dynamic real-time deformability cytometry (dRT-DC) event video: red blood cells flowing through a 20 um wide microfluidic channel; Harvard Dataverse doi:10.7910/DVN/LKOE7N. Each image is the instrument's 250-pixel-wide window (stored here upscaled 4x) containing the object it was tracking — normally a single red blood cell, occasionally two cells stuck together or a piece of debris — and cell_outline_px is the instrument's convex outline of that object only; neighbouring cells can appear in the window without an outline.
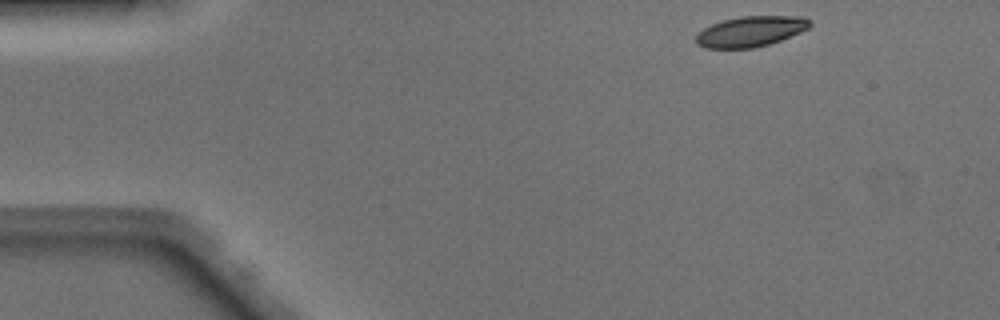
{"species": "Egyptian fruit bat (a non-hibernating species)", "species_latin": "Rousettus aegyptiacus", "temperature_condition": "warm", "stored_images_in_passage": 43, "camera_frame_rate_fps": 3000, "um_per_image_px": 0.085, "animal": {"sex": "male"}, "frame": {"image": 1, "passage_image": 1, "time_ms": 0.0, "image_size_px": [1000, 320], "cell_outline_px": [[812, 24], [808, 28], [800, 32], [780, 40], [768, 44], [752, 48], [704, 48], [696, 44], [696, 36], [704, 28], [712, 24], [724, 20], [740, 16], [804, 16]], "centroid_in_image_um": [63.8, 2.67], "position_along_channel_um": 21.2, "area_um2": 20.06}}
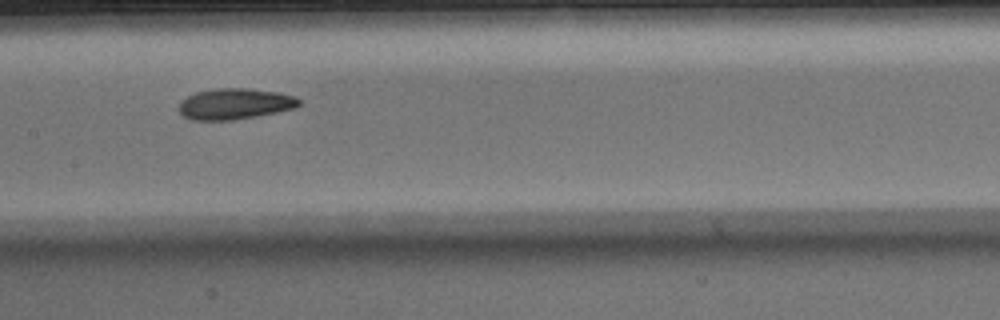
{"frame": {"image": 2, "passage_image": 19, "time_ms": 6.0, "image_size_px": [1000, 320], "cell_outline_px": [[300, 104], [296, 108], [256, 116], [232, 120], [192, 120], [184, 116], [180, 112], [180, 100], [196, 92], [216, 88], [248, 88], [280, 92], [296, 96], [300, 100]], "centroid_in_image_um": [19.99, 8.82], "position_along_channel_um": 187.4, "area_um2": 21.73}}
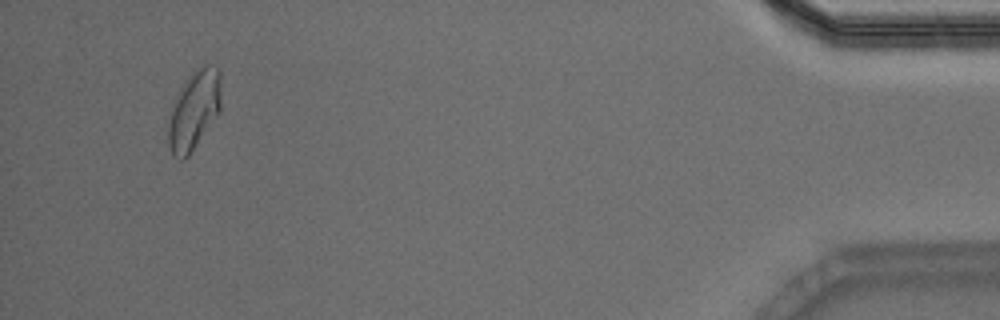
{"frame": {"image": 3, "passage_image": 41, "time_ms": 13.333, "image_size_px": [1000, 320], "cell_outline_px": [[220, 112], [188, 156], [184, 160], [180, 160], [172, 156], [168, 144], [168, 124], [172, 108], [176, 100], [192, 72], [196, 68], [208, 64], [216, 68], [220, 72]], "centroid_in_image_um": [16.51, 9.42], "position_along_channel_um": 418.7, "area_um2": 23.76}, "authors_computed_cell_mechanics": {"area_um2": 21.7328, "velocity_mm_per_s": 4.143, "shape_relaxation_time_tau1_ms": 5.8362, "shape_relaxation_time_tau2_ms": 2.062, "deformation_change_tau1": 0.1533, "deformation_change_tau2": 0.0765}}